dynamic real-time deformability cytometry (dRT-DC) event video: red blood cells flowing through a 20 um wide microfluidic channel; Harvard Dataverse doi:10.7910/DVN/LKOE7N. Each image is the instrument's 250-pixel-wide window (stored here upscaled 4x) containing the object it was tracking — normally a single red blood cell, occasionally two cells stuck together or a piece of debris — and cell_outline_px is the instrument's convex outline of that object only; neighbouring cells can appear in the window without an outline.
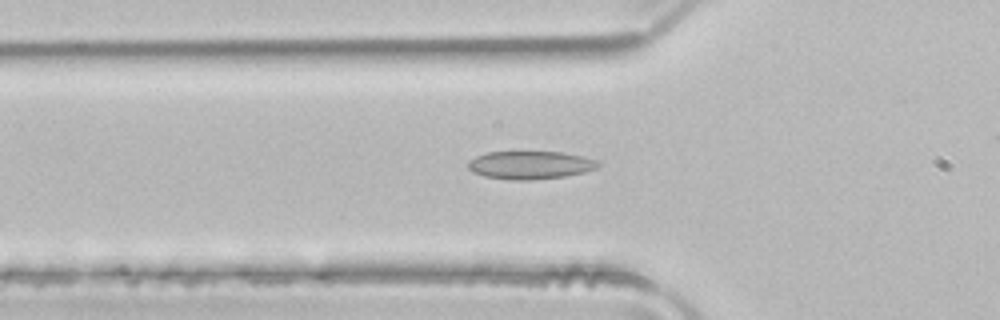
{"species": "common noctule bat (a hibernating species)", "species_latin": "Nyctalus noctula", "temperature_condition": "room temperature", "stored_images_in_passage": 43, "camera_frame_rate_fps": 3000, "um_per_image_px": 0.085, "animal": {"sex": "male", "body_mass_g": 21.5, "forearm_length_mm": 52.0}, "frame": {"image": 1, "passage_image": 16, "time_ms": 5.0, "image_size_px": [1000, 320], "cell_outline_px": [[600, 164], [596, 168], [584, 172], [564, 176], [532, 180], [512, 180], [484, 176], [472, 172], [468, 168], [468, 160], [476, 156], [488, 152], [564, 152], [600, 160]], "centroid_in_image_um": [45.07, 14.02], "position_along_channel_um": 80.7, "area_um2": 21.33}}
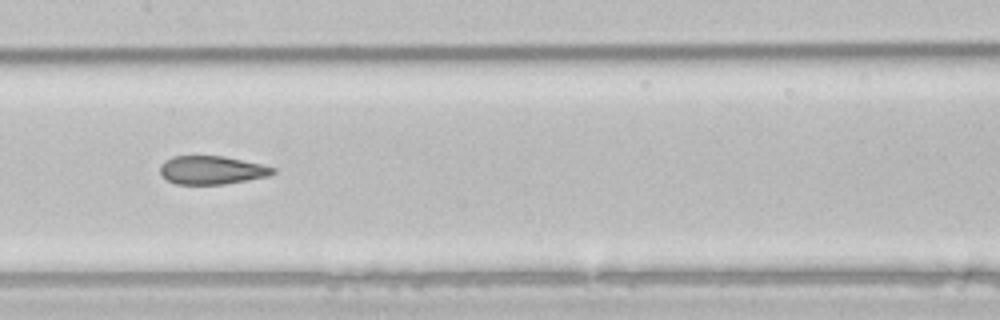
{"frame": {"image": 2, "passage_image": 24, "time_ms": 7.667, "image_size_px": [1000, 320], "cell_outline_px": [[276, 172], [268, 176], [224, 184], [176, 184], [168, 180], [160, 172], [160, 164], [164, 160], [172, 156], [224, 156], [260, 164], [276, 168]], "centroid_in_image_um": [17.98, 14.45], "position_along_channel_um": 189.4, "area_um2": 18.55}}
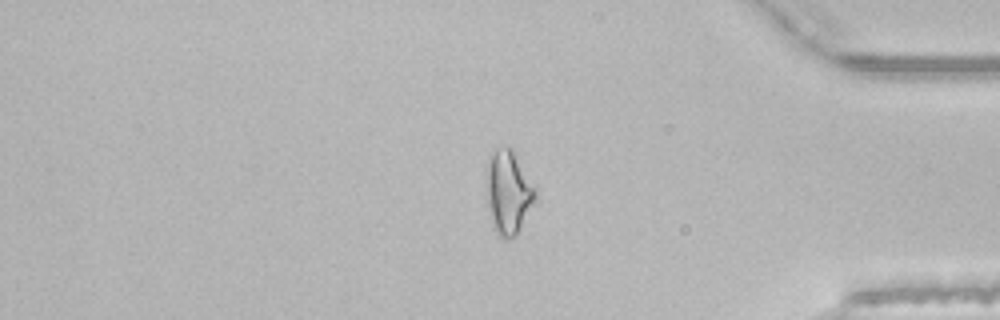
{"frame": {"image": 3, "passage_image": 41, "time_ms": 13.333, "image_size_px": [1000, 320], "cell_outline_px": [[536, 196], [520, 228], [508, 240], [500, 236], [492, 228], [488, 204], [488, 156], [496, 148], [504, 144], [508, 144], [512, 148], [536, 188]], "centroid_in_image_um": [43.2, 16.28], "position_along_channel_um": 392.0, "area_um2": 23.47}}